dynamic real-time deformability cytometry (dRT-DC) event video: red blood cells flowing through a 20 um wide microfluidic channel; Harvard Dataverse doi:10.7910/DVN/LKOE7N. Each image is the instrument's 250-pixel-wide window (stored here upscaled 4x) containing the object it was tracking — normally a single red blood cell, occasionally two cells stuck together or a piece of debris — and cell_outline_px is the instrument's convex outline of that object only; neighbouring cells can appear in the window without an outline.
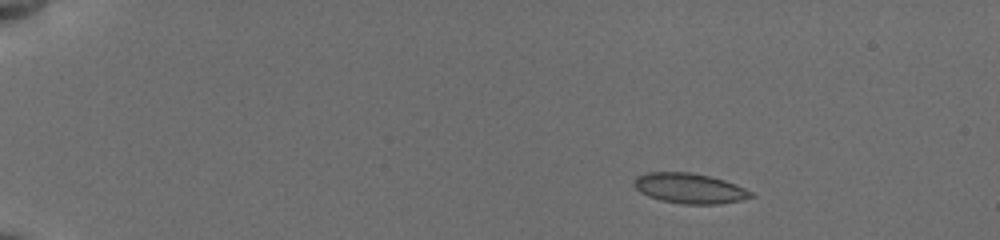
{"species": "common noctule bat (a hibernating species)", "species_latin": "Nyctalus noctula", "temperature_condition": "cold", "stored_images_in_passage": 47, "camera_frame_rate_fps": 3000, "um_per_image_px": 0.085, "animal": {"sex": "female", "body_mass_g": 19.5, "forearm_length_mm": 54.1}, "frame": {"image": 1, "passage_image": 1, "time_ms": 0.0, "image_size_px": [1000, 240], "cell_outline_px": [[756, 196], [740, 200], [720, 204], [680, 204], [660, 200], [648, 196], [640, 192], [632, 184], [632, 180], [636, 176], [648, 172], [688, 172], [708, 176], [724, 180], [744, 188], [752, 192]], "centroid_in_image_um": [58.57, 16.01], "position_along_channel_um": 26.4, "area_um2": 20.63}}
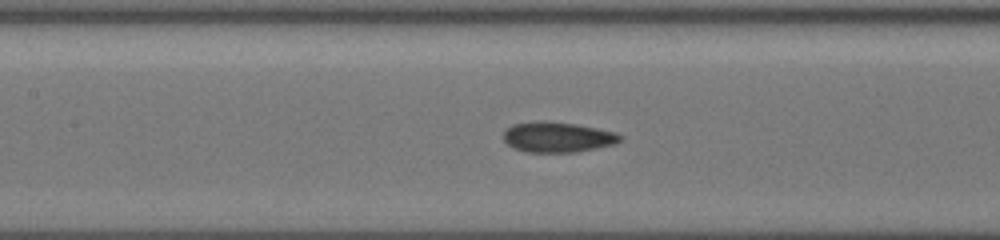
{"frame": {"image": 2, "passage_image": 20, "time_ms": 6.333, "image_size_px": [1000, 240], "cell_outline_px": [[624, 136], [616, 144], [576, 152], [524, 152], [512, 148], [504, 140], [504, 132], [512, 124], [540, 120], [576, 124], [616, 132]], "centroid_in_image_um": [47.4, 11.65], "position_along_channel_um": 160.0, "area_um2": 20.75}}
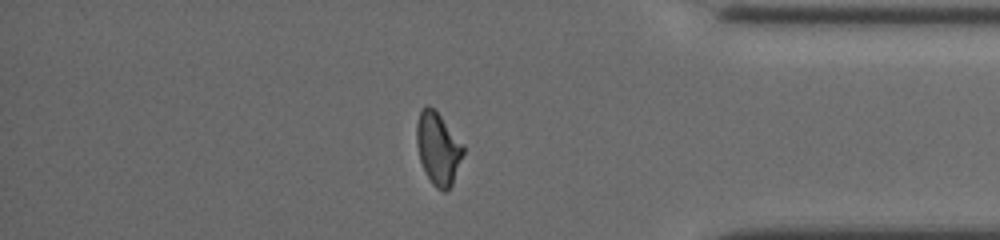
{"frame": {"image": 3, "passage_image": 40, "time_ms": 13.0, "image_size_px": [1000, 240], "cell_outline_px": [[464, 152], [452, 184], [448, 192], [444, 192], [436, 188], [432, 184], [420, 160], [416, 144], [416, 124], [420, 112], [428, 104], [440, 116], [464, 144]], "centroid_in_image_um": [37.24, 12.65], "position_along_channel_um": 398.0, "area_um2": 19.48}, "authors_computed_cell_mechanics": {"area_um2": 20.0566, "velocity_mm_per_s": 3.8247, "shape_relaxation_time_tau1_ms": 10.4934, "shape_relaxation_time_tau2_ms": 1.4451, "deformation_change_tau1": 0.1848, "deformation_change_tau2": 0.0701}}